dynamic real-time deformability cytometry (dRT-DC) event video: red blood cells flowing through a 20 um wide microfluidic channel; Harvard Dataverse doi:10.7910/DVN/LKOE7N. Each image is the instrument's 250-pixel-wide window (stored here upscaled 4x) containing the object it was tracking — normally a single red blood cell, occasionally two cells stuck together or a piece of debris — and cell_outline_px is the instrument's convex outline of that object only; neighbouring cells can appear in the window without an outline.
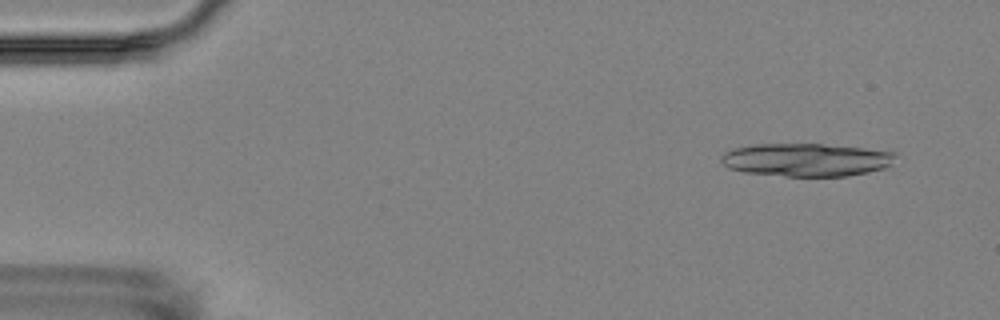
{"species": "Egyptian fruit bat (a non-hibernating species)", "species_latin": "Rousettus aegyptiacus", "temperature_condition": "room temperature", "stored_images_in_passage": 5, "camera_frame_rate_fps": 3000, "um_per_image_px": 0.085, "animal": {"sex": "female"}, "frame": {"image": 1, "passage_image": 1, "time_ms": 0.0, "image_size_px": [1000, 320], "cell_outline_px": [[896, 156], [884, 168], [868, 172], [848, 176], [784, 176], [744, 172], [728, 168], [720, 160], [720, 156], [724, 152], [736, 148], [752, 144], [820, 144], [864, 148], [896, 152]], "centroid_in_image_um": [68.5, 13.58], "position_along_channel_um": 16.5, "area_um2": 33.47}}